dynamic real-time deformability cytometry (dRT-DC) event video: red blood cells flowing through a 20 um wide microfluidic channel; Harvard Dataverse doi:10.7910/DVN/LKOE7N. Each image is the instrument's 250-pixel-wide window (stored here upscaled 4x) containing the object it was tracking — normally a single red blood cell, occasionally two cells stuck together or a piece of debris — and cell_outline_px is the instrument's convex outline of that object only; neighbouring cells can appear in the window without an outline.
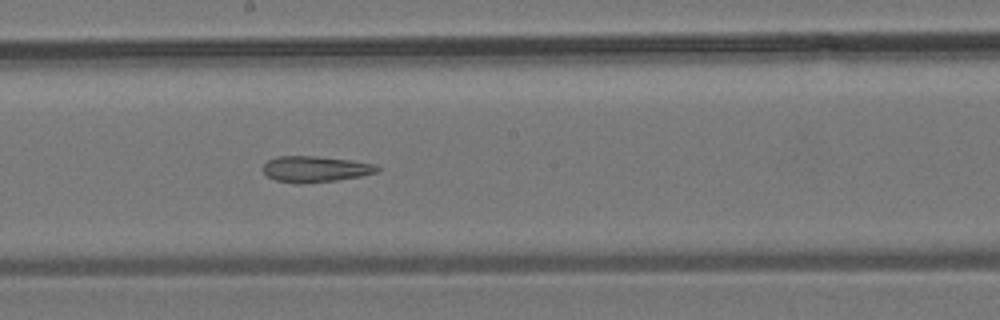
{"species": "common noctule bat (a hibernating species)", "species_latin": "Nyctalus noctula", "temperature_condition": "room temperature", "stored_images_in_passage": 40, "segment_of_instrument_passage": [2, 2], "camera_frame_rate_fps": 3000, "um_per_image_px": 0.085, "animal": {"sex": "male", "body_mass_g": 19.2, "forearm_length_mm": 51.8}, "frame": {"image": 1, "passage_image": 20, "time_ms": 6.333, "image_size_px": [1000, 320], "cell_outline_px": [[380, 168], [376, 172], [360, 176], [336, 180], [300, 184], [296, 184], [276, 180], [268, 176], [264, 172], [264, 164], [268, 160], [276, 156], [316, 156], [352, 160], [376, 164]], "centroid_in_image_um": [26.8, 14.37], "position_along_channel_um": 221.4, "area_um2": 17.28}}
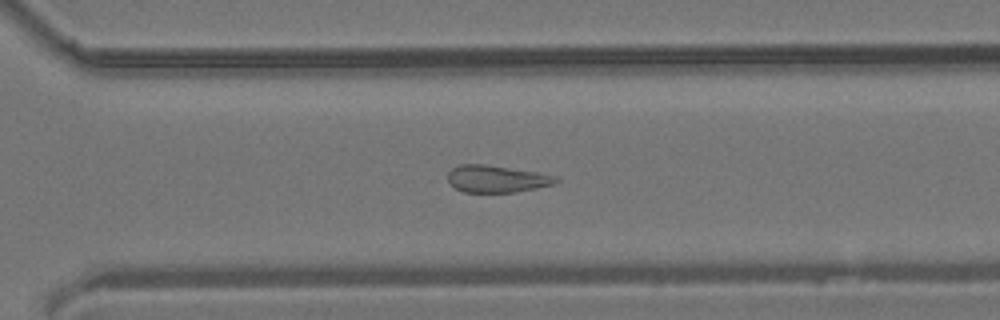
{"frame": {"image": 2, "passage_image": 27, "time_ms": 8.667, "image_size_px": [1000, 320], "cell_outline_px": [[560, 180], [552, 184], [536, 188], [516, 192], [464, 192], [456, 188], [448, 180], [448, 172], [452, 168], [460, 164], [484, 164], [536, 172], [560, 176]], "centroid_in_image_um": [42.24, 15.2], "position_along_channel_um": 328.4, "area_um2": 16.99}}
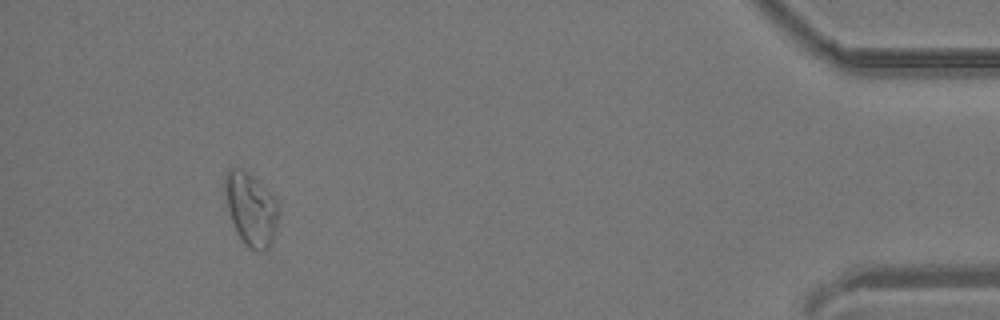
{"frame": {"image": 3, "passage_image": 37, "time_ms": 12.0, "image_size_px": [1000, 320], "cell_outline_px": [[280, 212], [272, 244], [264, 252], [256, 252], [248, 248], [244, 244], [232, 220], [228, 208], [224, 192], [224, 172], [228, 168], [240, 168], [248, 172], [280, 204]], "centroid_in_image_um": [21.34, 17.79], "position_along_channel_um": 413.9, "area_um2": 22.95}}